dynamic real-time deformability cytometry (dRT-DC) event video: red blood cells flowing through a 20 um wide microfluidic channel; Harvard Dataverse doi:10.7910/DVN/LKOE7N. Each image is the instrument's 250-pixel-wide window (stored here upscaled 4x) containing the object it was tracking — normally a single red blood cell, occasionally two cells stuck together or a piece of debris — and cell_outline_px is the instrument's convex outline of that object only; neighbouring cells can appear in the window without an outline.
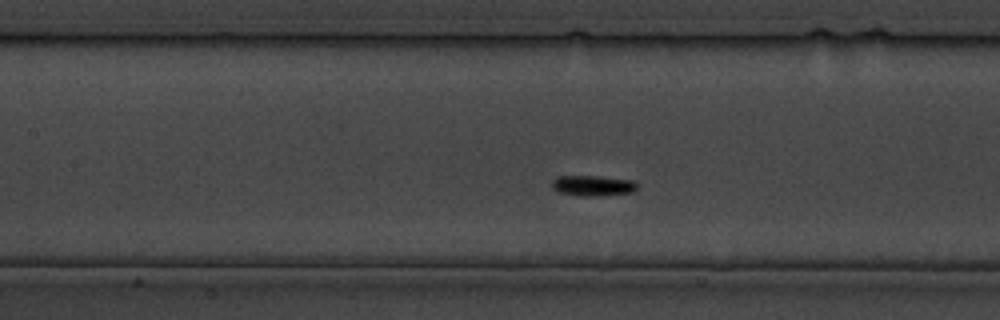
{"species": "common noctule bat (a hibernating species)", "species_latin": "Nyctalus noctula", "temperature_condition": "cold", "stored_images_in_passage": 28, "camera_frame_rate_fps": 3000, "um_per_image_px": 0.085, "animal": {"sex": "male", "body_mass_g": 19.5, "forearm_length_mm": 54.6}, "frame": {"image": 1, "passage_image": 9, "time_ms": 9.667, "image_size_px": [1000, 320], "cell_outline_px": [[636, 188], [632, 192], [596, 196], [580, 196], [560, 192], [552, 188], [552, 180], [556, 176], [596, 176], [636, 180]], "centroid_in_image_um": [50.38, 15.77], "position_along_channel_um": 157.0, "area_um2": 10.17}}